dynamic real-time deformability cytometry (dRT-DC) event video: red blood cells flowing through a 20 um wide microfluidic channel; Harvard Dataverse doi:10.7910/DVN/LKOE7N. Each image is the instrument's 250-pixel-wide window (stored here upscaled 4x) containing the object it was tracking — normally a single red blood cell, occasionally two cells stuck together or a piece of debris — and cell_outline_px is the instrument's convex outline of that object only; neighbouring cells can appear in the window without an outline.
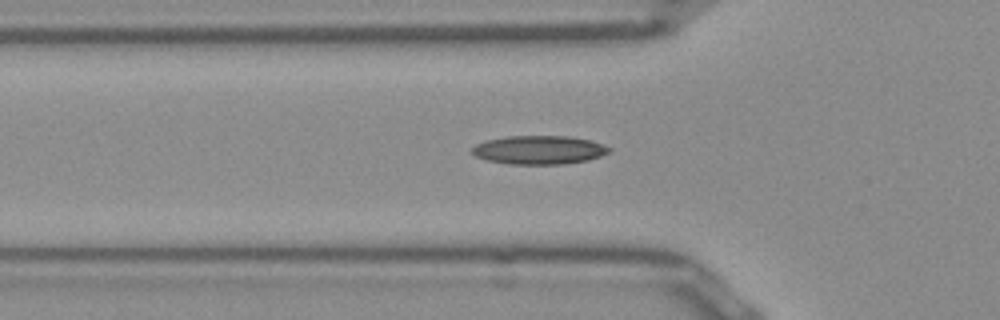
{"species": "Egyptian fruit bat (a non-hibernating species)", "species_latin": "Rousettus aegyptiacus", "temperature_condition": "room temperature", "stored_images_in_passage": 37, "camera_frame_rate_fps": 3000, "um_per_image_px": 0.085, "frame": {"image": 1, "passage_image": 7, "time_ms": 2.0, "image_size_px": [1000, 320], "cell_outline_px": [[612, 148], [608, 152], [600, 156], [588, 160], [564, 164], [512, 164], [488, 160], [476, 156], [472, 152], [472, 148], [476, 144], [488, 140], [508, 136], [568, 136], [588, 140]], "centroid_in_image_um": [45.82, 12.74], "position_along_channel_um": 80.0, "area_um2": 22.54}}
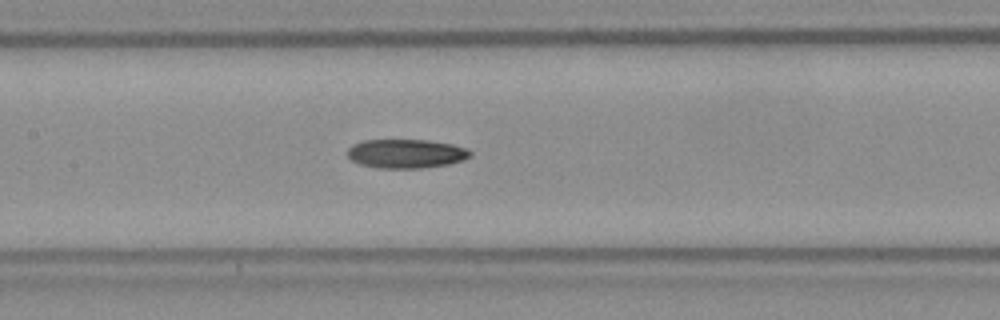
{"frame": {"image": 2, "passage_image": 14, "time_ms": 4.333, "image_size_px": [1000, 320], "cell_outline_px": [[472, 156], [464, 160], [448, 164], [420, 168], [380, 168], [360, 164], [352, 160], [348, 156], [348, 148], [352, 144], [364, 140], [428, 140], [452, 144], [464, 148], [472, 152]], "centroid_in_image_um": [34.52, 13.05], "position_along_channel_um": 172.9, "area_um2": 20.69}}
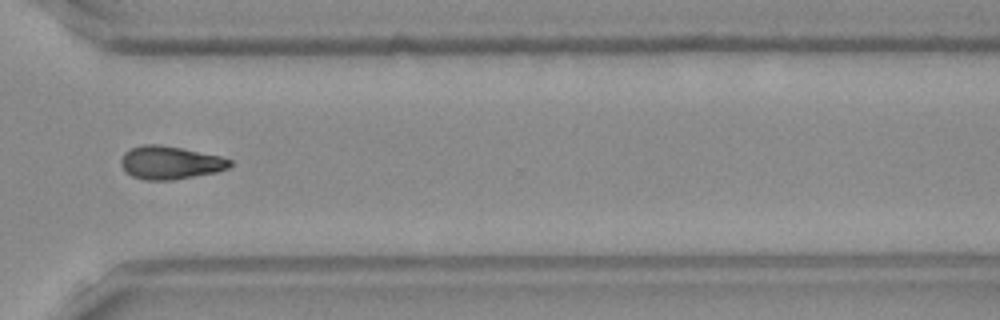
{"frame": {"image": 3, "passage_image": 28, "time_ms": 9.0, "image_size_px": [1000, 320], "cell_outline_px": [[232, 164], [228, 168], [216, 172], [172, 180], [144, 180], [132, 176], [120, 164], [120, 160], [124, 152], [132, 148], [144, 144], [160, 144], [220, 156], [232, 160]], "centroid_in_image_um": [14.46, 13.82], "position_along_channel_um": 356.1, "area_um2": 20.87}}